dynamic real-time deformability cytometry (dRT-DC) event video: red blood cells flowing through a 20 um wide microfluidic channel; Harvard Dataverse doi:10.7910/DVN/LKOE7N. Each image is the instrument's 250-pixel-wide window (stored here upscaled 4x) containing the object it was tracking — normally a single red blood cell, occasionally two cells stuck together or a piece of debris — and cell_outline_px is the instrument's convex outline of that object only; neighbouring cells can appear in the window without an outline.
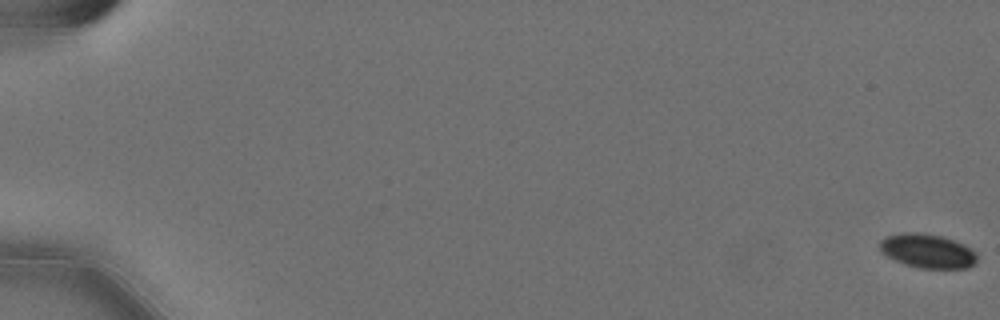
{"species": "Egyptian fruit bat (a non-hibernating species)", "species_latin": "Rousettus aegyptiacus", "temperature_condition": "cold", "stored_images_in_passage": 60, "camera_frame_rate_fps": 3000, "um_per_image_px": 0.085, "animal": {"sex": "female"}, "frame": {"image": 1, "passage_image": 1, "time_ms": 0.0, "image_size_px": [1000, 320], "cell_outline_px": [[976, 260], [968, 268], [920, 268], [904, 264], [880, 252], [880, 240], [884, 236], [904, 232], [916, 232], [944, 236], [964, 244], [976, 252]], "centroid_in_image_um": [78.82, 21.31], "position_along_channel_um": 6.2, "area_um2": 19.36}}
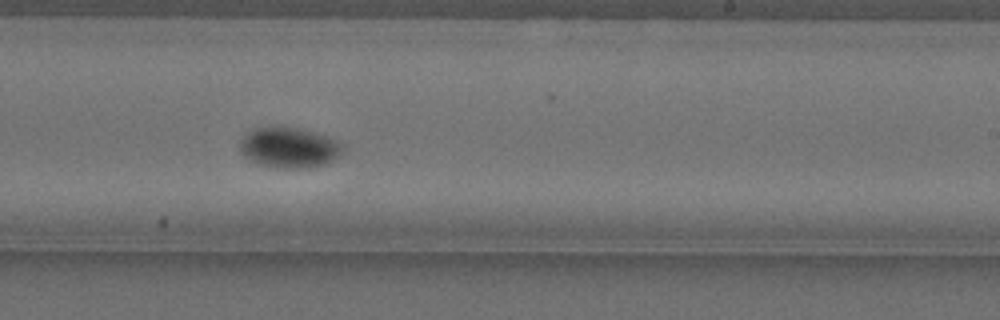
{"frame": {"image": 2, "passage_image": 38, "time_ms": 12.333, "image_size_px": [1000, 320], "cell_outline_px": [[344, 148], [340, 156], [328, 164], [308, 168], [276, 168], [260, 164], [244, 156], [240, 152], [240, 140], [248, 132], [256, 128], [296, 128], [312, 132], [336, 140], [344, 144]], "centroid_in_image_um": [24.61, 12.58], "position_along_channel_um": 264.4, "area_um2": 24.04}}
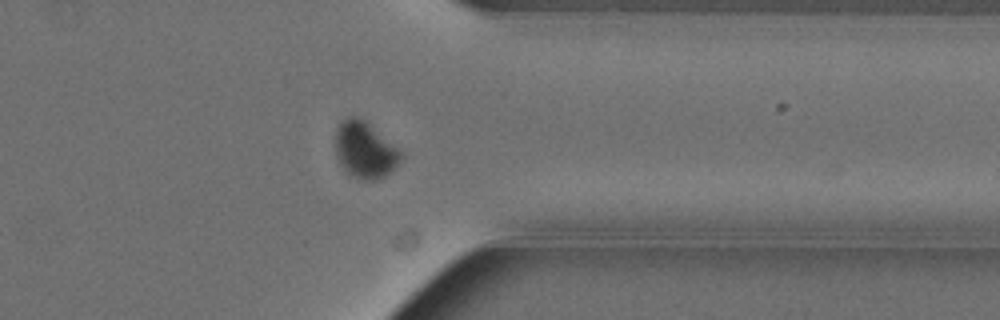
{"frame": {"image": 3, "passage_image": 48, "time_ms": 15.667, "image_size_px": [1000, 320], "cell_outline_px": [[404, 156], [384, 176], [372, 180], [360, 180], [344, 172], [336, 156], [336, 128], [348, 116], [360, 116], [396, 148]], "centroid_in_image_um": [30.96, 12.76], "position_along_channel_um": 380.4, "area_um2": 21.1}, "authors_computed_cell_mechanics": {"area_um2": 21.5016, "velocity_mm_per_s": 3.5561, "shape_relaxation_time_tau1_ms": 6.0501, "shape_relaxation_time_tau2_ms": null, "deformation_change_tau1": 0.1182, "deformation_change_tau2": null}}